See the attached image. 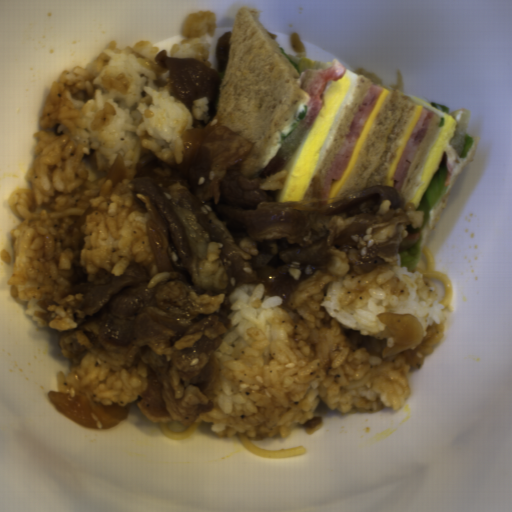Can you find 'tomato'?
<instances>
[{"mask_svg":"<svg viewBox=\"0 0 512 512\" xmlns=\"http://www.w3.org/2000/svg\"><path fill=\"white\" fill-rule=\"evenodd\" d=\"M285 166H286V159L278 154V155L274 156L273 159L270 161V163L253 178L266 177V176H268L272 173H275L279 170H284Z\"/></svg>","mask_w":512,"mask_h":512,"instance_id":"1","label":"tomato"}]
</instances>
